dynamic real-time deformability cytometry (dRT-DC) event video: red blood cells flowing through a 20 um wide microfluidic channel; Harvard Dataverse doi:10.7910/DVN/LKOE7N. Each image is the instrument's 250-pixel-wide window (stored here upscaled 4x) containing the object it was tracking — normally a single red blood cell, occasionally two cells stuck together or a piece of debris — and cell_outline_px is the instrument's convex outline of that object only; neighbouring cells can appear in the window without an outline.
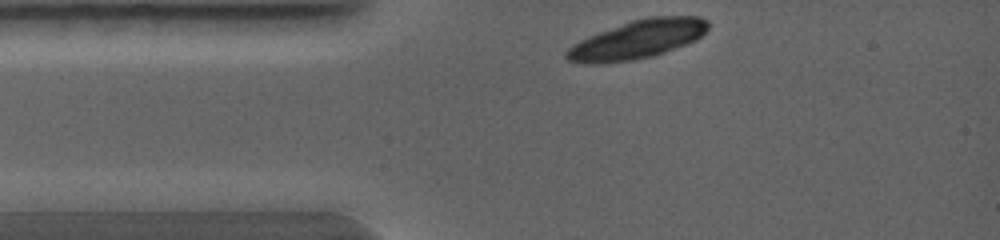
{"species": "common noctule bat (a hibernating species)", "species_latin": "Nyctalus noctula", "temperature_condition": "warm", "stored_images_in_passage": 3, "camera_frame_rate_fps": 5000, "um_per_image_px": 0.085, "animal": {"sex": "female", "body_mass_g": 19.0, "forearm_length_mm": 56.7}, "frame": {"image": 1, "passage_image": 1, "time_ms": 0.0, "image_size_px": [1000, 240], "cell_outline_px": [[708, 28], [696, 40], [664, 52], [652, 56], [632, 60], [604, 64], [580, 64], [568, 60], [564, 56], [564, 52], [572, 44], [588, 36], [632, 20], [648, 16], [700, 16], [708, 20]], "centroid_in_image_um": [54.15, 3.36], "position_along_channel_um": 30.9, "area_um2": 31.91}}